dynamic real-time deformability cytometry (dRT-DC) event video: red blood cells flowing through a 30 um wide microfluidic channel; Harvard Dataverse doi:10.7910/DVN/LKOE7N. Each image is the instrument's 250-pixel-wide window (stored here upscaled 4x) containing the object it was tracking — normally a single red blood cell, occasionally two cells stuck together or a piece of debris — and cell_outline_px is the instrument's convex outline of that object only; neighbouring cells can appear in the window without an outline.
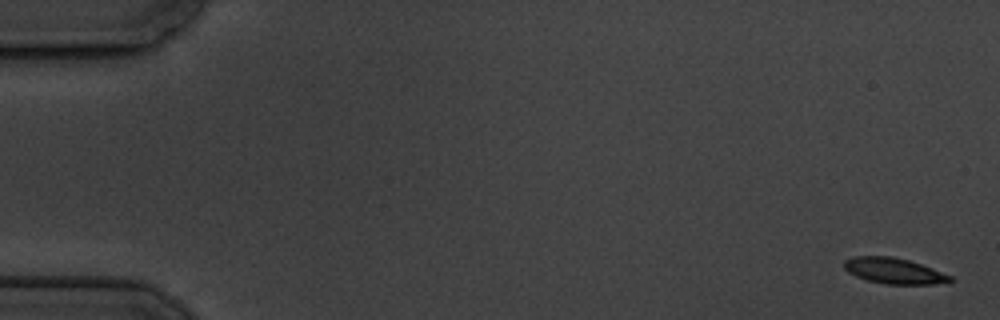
{"species": "common noctule bat (a hibernating species)", "species_latin": "Nyctalus noctula", "temperature_condition": "cold", "stored_images_in_passage": 6, "segment_of_instrument_passage": [1, 2], "camera_frame_rate_fps": 3000, "um_per_image_px": 0.085, "animal": {"sex": "male", "body_mass_g": 19.5, "forearm_length_mm": 54.6}, "frame": {"image": 1, "passage_image": 1, "time_ms": 0.0, "image_size_px": [1000, 320], "cell_outline_px": [[952, 280], [936, 284], [884, 284], [868, 280], [856, 276], [848, 272], [844, 268], [844, 260], [852, 256], [892, 256], [908, 260], [932, 268], [952, 276]], "centroid_in_image_um": [75.95, 23.01], "position_along_channel_um": 9.0, "area_um2": 15.84}}
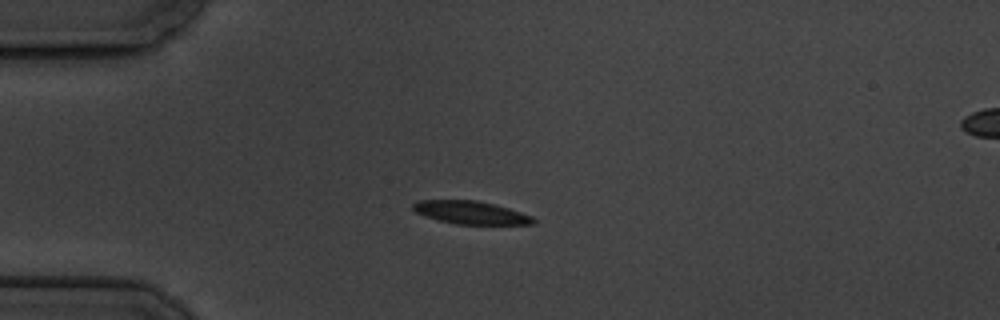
{"frame": {"image": 2, "passage_image": 5, "time_ms": 4.667, "image_size_px": [1000, 320], "cell_outline_px": [[536, 224], [456, 224], [440, 220], [416, 212], [412, 208], [412, 204], [416, 200], [476, 200], [508, 208], [532, 216], [536, 220]], "centroid_in_image_um": [40.02, 18.06], "position_along_channel_um": 45.0, "area_um2": 15.9}}